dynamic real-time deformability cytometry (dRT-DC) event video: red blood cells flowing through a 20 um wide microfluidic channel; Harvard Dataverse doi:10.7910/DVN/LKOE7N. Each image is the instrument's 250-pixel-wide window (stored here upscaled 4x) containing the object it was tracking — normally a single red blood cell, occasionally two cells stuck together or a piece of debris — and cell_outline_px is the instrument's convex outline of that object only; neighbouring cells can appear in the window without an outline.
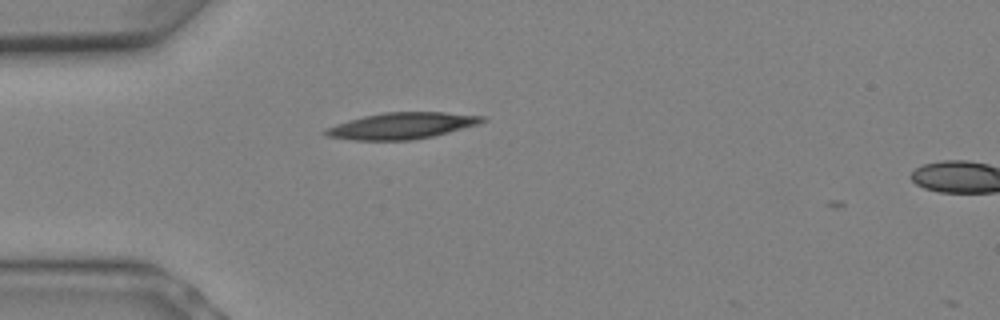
{"species": "Egyptian fruit bat (a non-hibernating species)", "species_latin": "Rousettus aegyptiacus", "temperature_condition": "warm", "stored_images_in_passage": 2, "camera_frame_rate_fps": 3000, "um_per_image_px": 0.085, "animal": {"sex": "female"}, "frame": {"image": 1, "passage_image": 1, "time_ms": 0.0, "image_size_px": [1000, 320], "cell_outline_px": [[488, 120], [480, 124], [432, 136], [412, 140], [352, 140], [328, 136], [320, 132], [336, 124], [348, 120], [364, 116], [384, 112], [444, 112], [484, 116]], "centroid_in_image_um": [34.17, 10.68], "position_along_channel_um": 50.8, "area_um2": 24.04}}